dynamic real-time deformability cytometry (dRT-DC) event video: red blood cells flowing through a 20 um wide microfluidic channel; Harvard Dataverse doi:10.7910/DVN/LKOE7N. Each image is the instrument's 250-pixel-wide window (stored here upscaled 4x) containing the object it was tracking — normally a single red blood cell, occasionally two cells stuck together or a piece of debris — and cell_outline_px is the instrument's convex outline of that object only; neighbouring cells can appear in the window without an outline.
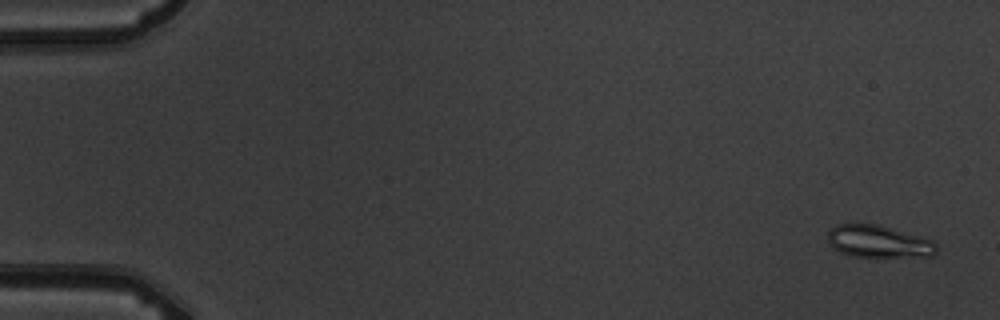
{"species": "common noctule bat (a hibernating species)", "species_latin": "Nyctalus noctula", "temperature_condition": "warm", "stored_images_in_passage": 7, "camera_frame_rate_fps": 3000, "um_per_image_px": 0.085, "animal": {"sex": "male", "body_mass_g": 19.5, "forearm_length_mm": 54.6}, "frame": {"image": 1, "passage_image": 1, "time_ms": 0.0, "image_size_px": [1000, 320], "cell_outline_px": [[936, 252], [932, 256], [848, 256], [832, 248], [828, 240], [828, 232], [836, 224], [876, 224], [932, 240], [936, 244]], "centroid_in_image_um": [74.63, 20.53], "position_along_channel_um": 10.4, "area_um2": 20.11}}
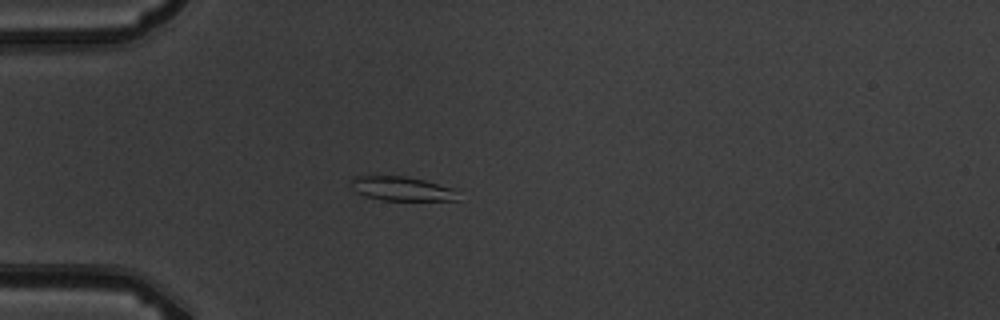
{"frame": {"image": 2, "passage_image": 5, "time_ms": 4.667, "image_size_px": [1000, 320], "cell_outline_px": [[460, 200], [384, 200], [364, 196], [356, 192], [352, 188], [352, 180], [356, 176], [404, 176], [424, 180], [452, 188]], "centroid_in_image_um": [34.13, 16.04], "position_along_channel_um": 50.9, "area_um2": 14.8}}
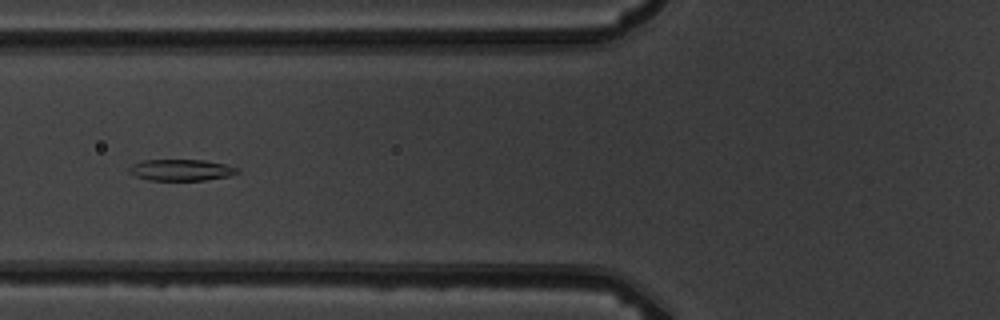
{"frame": {"image": 3, "passage_image": 7, "time_ms": 6.667, "image_size_px": [1000, 320], "cell_outline_px": [[240, 172], [228, 176], [204, 180], [148, 180], [136, 176], [128, 172], [128, 168], [132, 164], [144, 160], [204, 160], [224, 164], [240, 168]], "centroid_in_image_um": [15.39, 14.45], "position_along_channel_um": 110.4, "area_um2": 13.47}}